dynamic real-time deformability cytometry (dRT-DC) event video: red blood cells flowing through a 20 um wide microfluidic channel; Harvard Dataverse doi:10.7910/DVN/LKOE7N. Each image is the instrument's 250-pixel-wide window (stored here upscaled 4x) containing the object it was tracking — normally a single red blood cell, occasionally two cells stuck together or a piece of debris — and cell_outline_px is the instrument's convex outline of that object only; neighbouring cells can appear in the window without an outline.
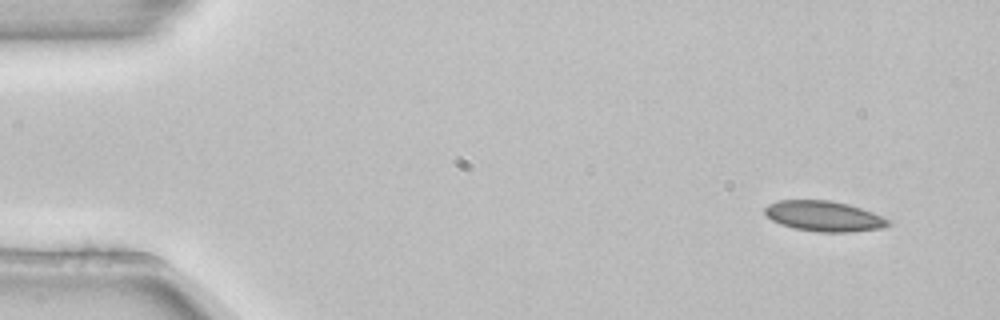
{"species": "common noctule bat (a hibernating species)", "species_latin": "Nyctalus noctula", "temperature_condition": "room temperature", "stored_images_in_passage": 4, "camera_frame_rate_fps": 3000, "um_per_image_px": 0.085, "animal": {"sex": "female", "body_mass_g": 22.7, "forearm_length_mm": 54.2}, "frame": {"image": 1, "passage_image": 1, "time_ms": 0.0, "image_size_px": [1000, 320], "cell_outline_px": [[892, 224], [884, 228], [848, 232], [820, 232], [792, 228], [780, 224], [772, 220], [764, 212], [764, 208], [768, 204], [780, 200], [828, 200], [848, 204], [872, 212], [892, 220]], "centroid_in_image_um": [70.06, 18.38], "position_along_channel_um": 14.9, "area_um2": 21.96}}
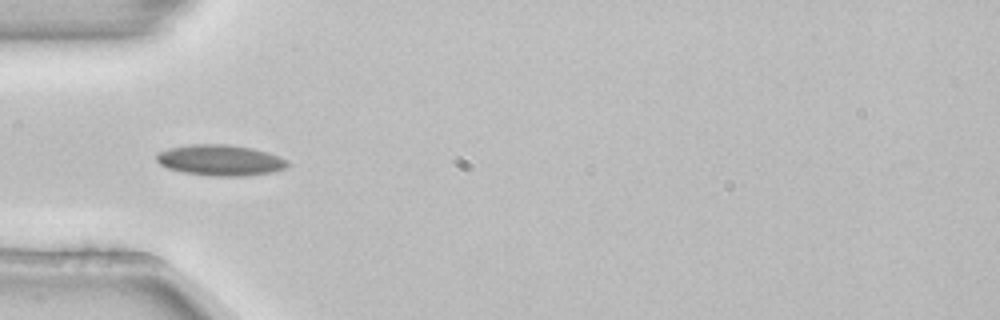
{"frame": {"image": 2, "passage_image": 4, "time_ms": 1.0, "image_size_px": [1000, 320], "cell_outline_px": [[292, 164], [288, 168], [272, 172], [244, 176], [212, 176], [184, 172], [168, 168], [160, 164], [156, 160], [156, 152], [168, 148], [188, 144], [228, 144], [252, 148], [268, 152], [280, 156], [288, 160]], "centroid_in_image_um": [18.76, 13.61], "position_along_channel_um": 66.2, "area_um2": 23.93}}